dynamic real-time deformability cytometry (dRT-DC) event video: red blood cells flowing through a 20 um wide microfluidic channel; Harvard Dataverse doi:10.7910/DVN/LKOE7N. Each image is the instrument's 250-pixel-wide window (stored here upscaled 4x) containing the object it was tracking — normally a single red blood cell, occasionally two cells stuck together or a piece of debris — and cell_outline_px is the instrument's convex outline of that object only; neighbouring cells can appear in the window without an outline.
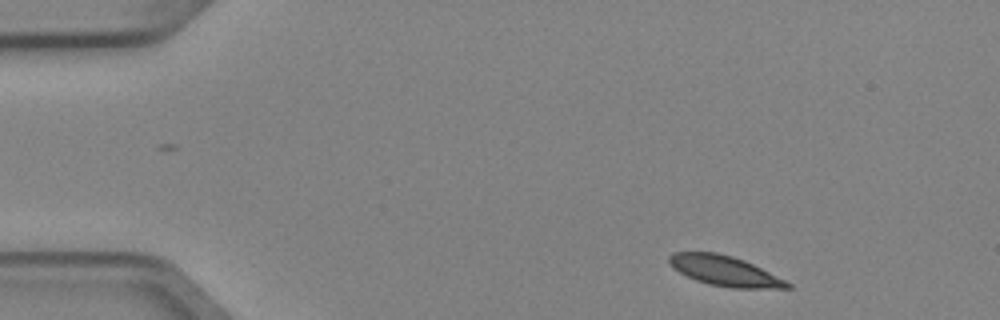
{"species": "Egyptian fruit bat (a non-hibernating species)", "species_latin": "Rousettus aegyptiacus", "temperature_condition": "cold", "stored_images_in_passage": 3, "camera_frame_rate_fps": 3000, "um_per_image_px": 0.085, "animal": {"sex": "female"}, "frame": {"image": 1, "passage_image": 1, "time_ms": 0.0, "image_size_px": [1000, 320], "cell_outline_px": [[792, 288], [732, 288], [708, 284], [696, 280], [672, 268], [668, 264], [668, 256], [676, 252], [716, 252], [732, 256], [744, 260], [792, 284]], "centroid_in_image_um": [61.55, 23.02], "position_along_channel_um": 23.4, "area_um2": 20.52}}